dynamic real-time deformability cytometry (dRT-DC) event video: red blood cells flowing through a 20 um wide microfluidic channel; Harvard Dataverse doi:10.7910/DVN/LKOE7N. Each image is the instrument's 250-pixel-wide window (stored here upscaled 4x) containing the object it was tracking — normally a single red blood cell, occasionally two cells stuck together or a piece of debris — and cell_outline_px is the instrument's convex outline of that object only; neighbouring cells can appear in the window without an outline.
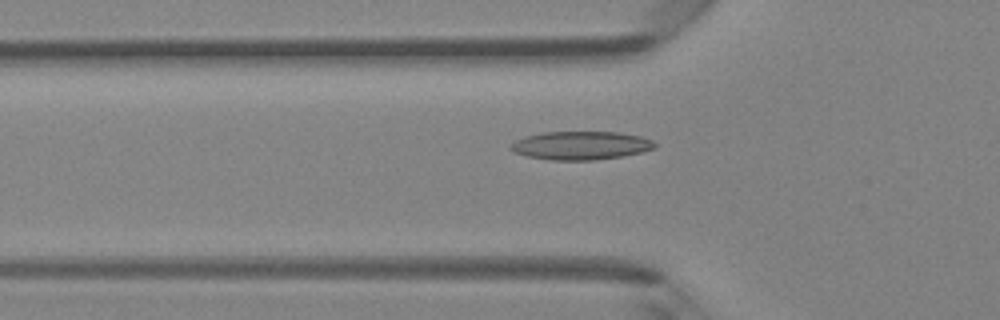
{"species": "Egyptian fruit bat (a non-hibernating species)", "species_latin": "Rousettus aegyptiacus", "temperature_condition": "room temperature", "stored_images_in_passage": 48, "camera_frame_rate_fps": 3000, "um_per_image_px": 0.085, "animal": {"sex": "female"}, "frame": {"image": 1, "passage_image": 16, "time_ms": 5.0, "image_size_px": [1000, 320], "cell_outline_px": [[656, 144], [652, 148], [640, 152], [624, 156], [596, 160], [552, 160], [528, 156], [516, 152], [508, 148], [508, 144], [524, 136], [544, 132], [616, 132], [640, 136], [652, 140]], "centroid_in_image_um": [49.33, 12.36], "position_along_channel_um": 76.5, "area_um2": 23.76}}
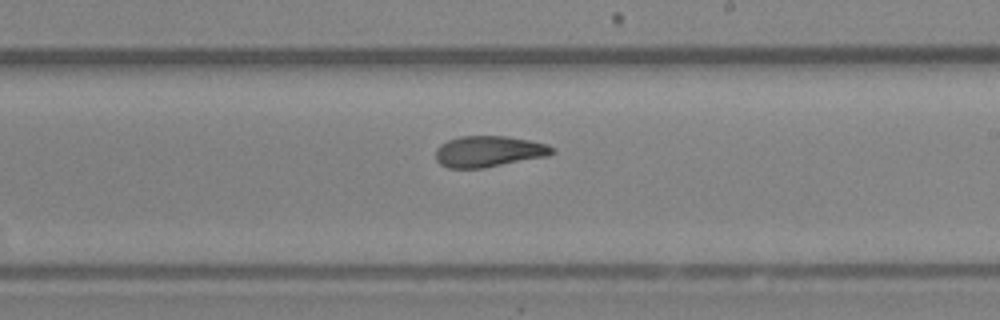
{"frame": {"image": 2, "passage_image": 28, "time_ms": 9.0, "image_size_px": [1000, 320], "cell_outline_px": [[556, 152], [548, 156], [484, 168], [448, 168], [440, 164], [436, 160], [436, 148], [440, 144], [448, 140], [460, 136], [508, 136], [548, 144], [556, 148]], "centroid_in_image_um": [41.57, 12.87], "position_along_channel_um": 247.4, "area_um2": 21.33}}
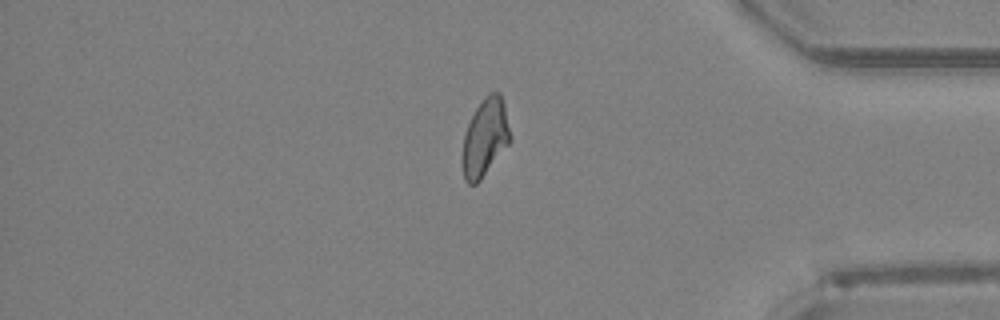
{"frame": {"image": 3, "passage_image": 40, "time_ms": 13.0, "image_size_px": [1000, 320], "cell_outline_px": [[512, 140], [480, 180], [476, 184], [468, 184], [464, 180], [460, 164], [460, 156], [464, 136], [468, 124], [476, 108], [484, 96], [488, 92], [500, 92], [504, 104], [512, 136]], "centroid_in_image_um": [41.21, 11.71], "position_along_channel_um": 394.0, "area_um2": 22.08}}